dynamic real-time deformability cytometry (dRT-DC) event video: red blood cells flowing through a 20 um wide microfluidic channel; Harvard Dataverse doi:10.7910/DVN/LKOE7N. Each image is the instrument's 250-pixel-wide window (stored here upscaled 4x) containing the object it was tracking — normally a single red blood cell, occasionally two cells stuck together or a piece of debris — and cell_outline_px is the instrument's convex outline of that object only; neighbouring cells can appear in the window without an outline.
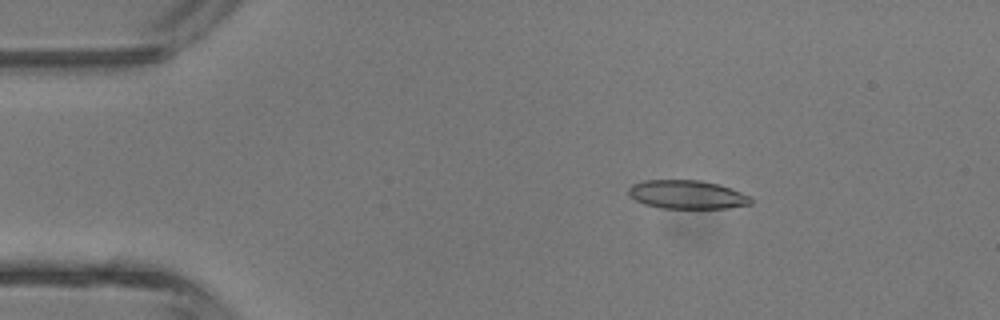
{"species": "common noctule bat (a hibernating species)", "species_latin": "Nyctalus noctula", "temperature_condition": "room temperature", "stored_images_in_passage": 5, "camera_frame_rate_fps": 3000, "um_per_image_px": 0.085, "animal": {"sex": "male", "body_mass_g": 13.3}, "frame": {"image": 1, "passage_image": 3, "time_ms": 2.333, "image_size_px": [1000, 320], "cell_outline_px": [[752, 204], [728, 208], [660, 208], [644, 204], [628, 196], [628, 188], [632, 184], [644, 180], [700, 180], [720, 184], [732, 188], [752, 196]], "centroid_in_image_um": [58.42, 16.53], "position_along_channel_um": 26.6, "area_um2": 20.69}}